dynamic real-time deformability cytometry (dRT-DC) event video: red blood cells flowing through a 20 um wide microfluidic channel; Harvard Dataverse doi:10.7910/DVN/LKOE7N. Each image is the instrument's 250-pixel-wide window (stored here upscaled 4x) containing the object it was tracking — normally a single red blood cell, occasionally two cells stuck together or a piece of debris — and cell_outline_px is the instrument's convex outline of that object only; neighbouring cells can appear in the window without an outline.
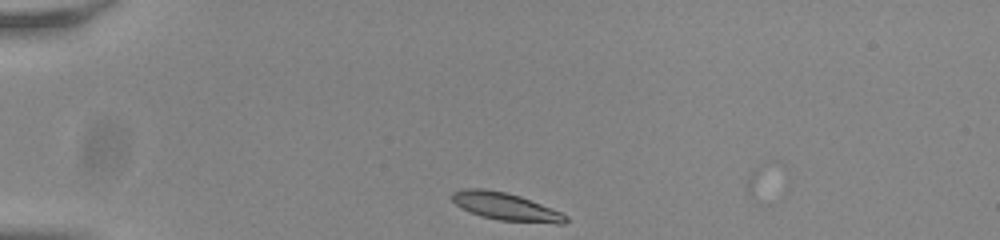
{"species": "common noctule bat (a hibernating species)", "species_latin": "Nyctalus noctula", "temperature_condition": "room temperature", "stored_images_in_passage": 36, "camera_frame_rate_fps": 3000, "um_per_image_px": 0.085, "animal": {"sex": "male", "body_mass_g": 20.0, "forearm_length_mm": 53.3}, "frame": {"image": 1, "passage_image": 1, "time_ms": 0.0, "image_size_px": [1000, 240], "cell_outline_px": [[568, 220], [564, 224], [556, 224], [500, 220], [480, 216], [460, 208], [452, 200], [452, 192], [464, 188], [484, 188], [504, 192], [520, 196], [560, 212], [568, 216]], "centroid_in_image_um": [42.97, 17.56], "position_along_channel_um": 42.0, "area_um2": 18.26}}
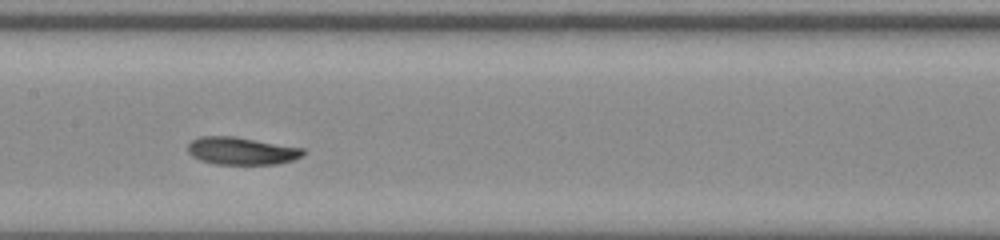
{"frame": {"image": 2, "passage_image": 16, "time_ms": 5.0, "image_size_px": [1000, 240], "cell_outline_px": [[304, 156], [292, 160], [276, 164], [216, 164], [200, 160], [192, 156], [188, 152], [188, 144], [192, 140], [200, 136], [236, 136], [304, 148]], "centroid_in_image_um": [20.53, 12.82], "position_along_channel_um": 186.9, "area_um2": 18.61}}
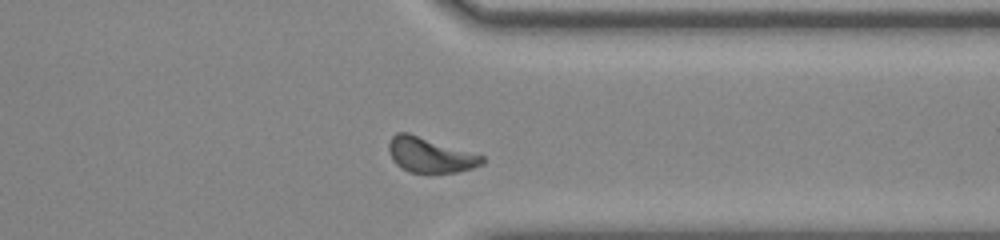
{"frame": {"image": 3, "passage_image": 31, "time_ms": 10.0, "image_size_px": [1000, 240], "cell_outline_px": [[484, 164], [472, 168], [456, 172], [408, 172], [400, 168], [392, 160], [388, 152], [388, 144], [392, 136], [396, 132], [408, 132], [484, 156]], "centroid_in_image_um": [36.52, 13.17], "position_along_channel_um": 374.9, "area_um2": 19.07}, "authors_computed_cell_mechanics": {"area_um2": 18.4671, "velocity_mm_per_s": 3.7696, "shape_relaxation_time_tau1_ms": 4.2662, "shape_relaxation_time_tau2_ms": 6.0175, "deformation_change_tau1": 0.1307, "deformation_change_tau2": 0.1039}}